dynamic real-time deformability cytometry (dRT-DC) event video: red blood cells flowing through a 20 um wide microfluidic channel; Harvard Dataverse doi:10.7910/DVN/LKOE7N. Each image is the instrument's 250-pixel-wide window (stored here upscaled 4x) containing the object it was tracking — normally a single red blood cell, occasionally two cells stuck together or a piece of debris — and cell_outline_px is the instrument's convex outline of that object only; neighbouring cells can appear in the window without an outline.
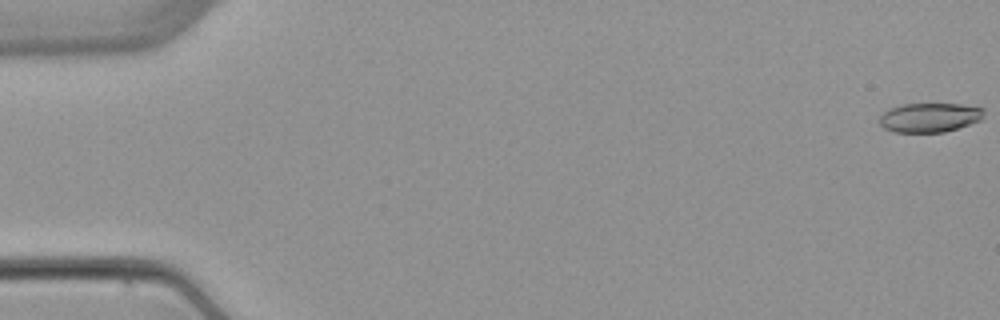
{"species": "common noctule bat (a hibernating species)", "species_latin": "Nyctalus noctula", "temperature_condition": "warm", "stored_images_in_passage": 5, "camera_frame_rate_fps": 3000, "um_per_image_px": 0.085, "animal": {"sex": "female", "body_mass_g": 22.7, "forearm_length_mm": 54.2}, "frame": {"image": 1, "passage_image": 1, "time_ms": 0.0, "image_size_px": [1000, 320], "cell_outline_px": [[984, 112], [980, 120], [944, 132], [892, 132], [884, 128], [880, 124], [880, 116], [888, 108], [900, 104], [960, 104], [984, 108]], "centroid_in_image_um": [78.97, 9.98], "position_along_channel_um": 6.0, "area_um2": 17.74}}
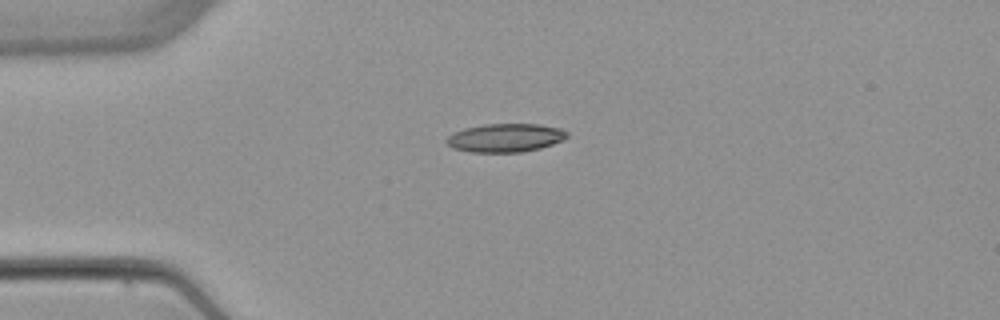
{"frame": {"image": 2, "passage_image": 4, "time_ms": 4.333, "image_size_px": [1000, 320], "cell_outline_px": [[568, 136], [564, 140], [540, 148], [520, 152], [472, 152], [452, 148], [444, 140], [452, 132], [464, 128], [484, 124], [540, 124], [560, 128], [568, 132]], "centroid_in_image_um": [42.94, 11.71], "position_along_channel_um": 42.1, "area_um2": 20.11}}